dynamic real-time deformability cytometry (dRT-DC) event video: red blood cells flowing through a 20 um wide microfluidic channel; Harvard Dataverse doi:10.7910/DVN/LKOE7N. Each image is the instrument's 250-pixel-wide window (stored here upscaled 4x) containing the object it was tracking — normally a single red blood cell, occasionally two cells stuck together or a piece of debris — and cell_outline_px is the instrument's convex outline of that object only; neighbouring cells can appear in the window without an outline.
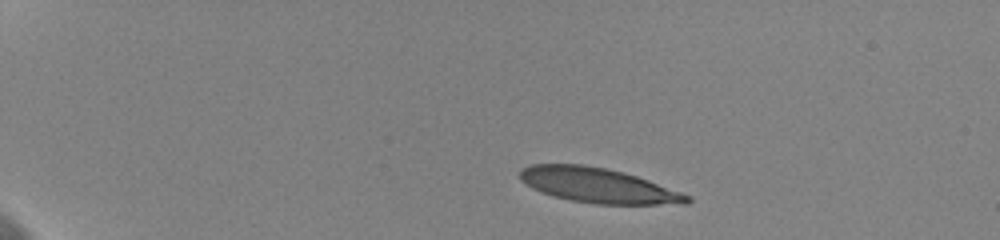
{"species": "human", "species_latin": "Homo sapiens", "temperature_condition": "cold", "stored_images_in_passage": 47, "camera_frame_rate_fps": 3000, "um_per_image_px": 0.085, "donor": {"sex": "female"}, "frame": {"image": 1, "passage_image": 1, "time_ms": 0.0, "image_size_px": [1000, 240], "cell_outline_px": [[692, 200], [688, 204], [596, 204], [572, 200], [552, 196], [532, 188], [520, 180], [520, 168], [528, 164], [584, 164], [624, 172], [648, 180], [692, 196]], "centroid_in_image_um": [50.83, 15.75], "position_along_channel_um": 34.2, "area_um2": 33.99}}
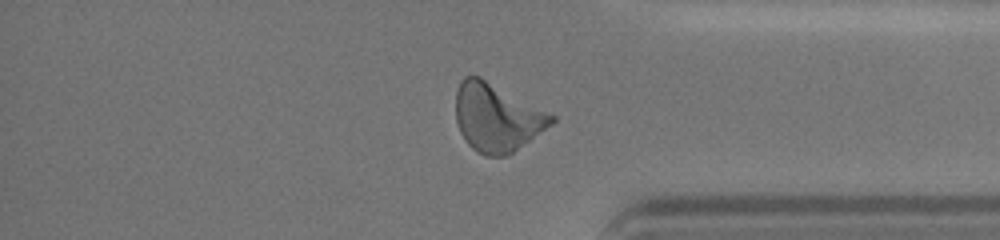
{"frame": {"image": 2, "passage_image": 39, "time_ms": 12.667, "image_size_px": [1000, 240], "cell_outline_px": [[556, 120], [552, 124], [508, 156], [484, 156], [476, 152], [464, 140], [460, 132], [456, 120], [456, 88], [460, 80], [464, 76], [480, 76], [556, 116]], "centroid_in_image_um": [42.2, 9.99], "position_along_channel_um": 393.0, "area_um2": 38.03}}
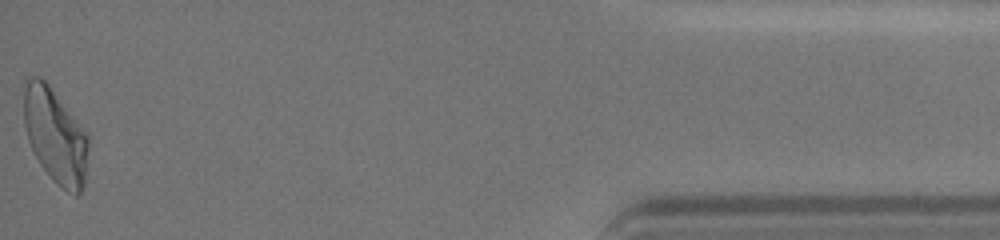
{"frame": {"image": 3, "passage_image": 47, "time_ms": 15.333, "image_size_px": [1000, 240], "cell_outline_px": [[88, 148], [84, 184], [80, 192], [76, 196], [68, 192], [56, 184], [52, 180], [40, 164], [28, 140], [24, 124], [24, 76], [40, 76], [48, 84], [88, 132]], "centroid_in_image_um": [4.69, 11.51], "position_along_channel_um": 430.5, "area_um2": 35.89}, "authors_computed_cell_mechanics": {"area_um2": 35.4314, "velocity_mm_per_s": 3.6072, "shape_relaxation_time_tau1_ms": 9.0924, "shape_relaxation_time_tau2_ms": 1.9298, "deformation_change_tau1": 0.2858, "deformation_change_tau2": 0.1083}}